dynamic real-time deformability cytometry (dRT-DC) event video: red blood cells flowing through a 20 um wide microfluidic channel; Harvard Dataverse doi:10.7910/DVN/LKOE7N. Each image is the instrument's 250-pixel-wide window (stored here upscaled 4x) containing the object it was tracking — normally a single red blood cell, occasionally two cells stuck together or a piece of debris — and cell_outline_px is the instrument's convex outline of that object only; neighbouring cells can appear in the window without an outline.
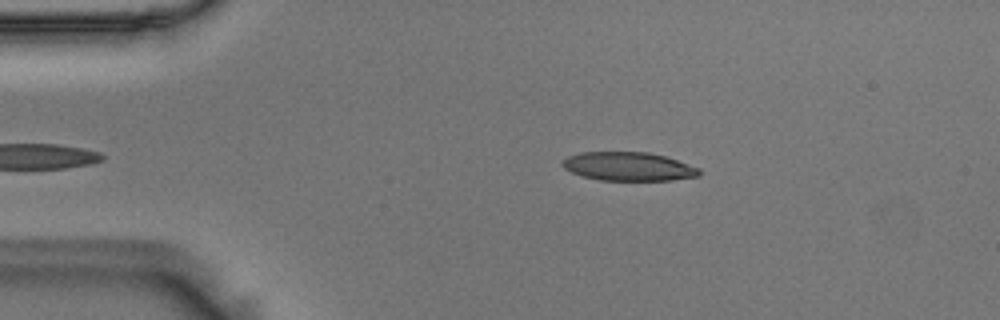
{"species": "Egyptian fruit bat (a non-hibernating species)", "species_latin": "Rousettus aegyptiacus", "temperature_condition": "room temperature", "stored_images_in_passage": 40, "camera_frame_rate_fps": 3000, "um_per_image_px": 0.085, "animal": {"sex": "male"}, "frame": {"image": 1, "passage_image": 2, "time_ms": 0.333, "image_size_px": [1000, 320], "cell_outline_px": [[700, 176], [672, 180], [600, 180], [584, 176], [572, 172], [564, 168], [560, 164], [568, 156], [580, 152], [648, 152], [664, 156], [700, 168]], "centroid_in_image_um": [53.42, 14.15], "position_along_channel_um": 31.6, "area_um2": 22.72}}
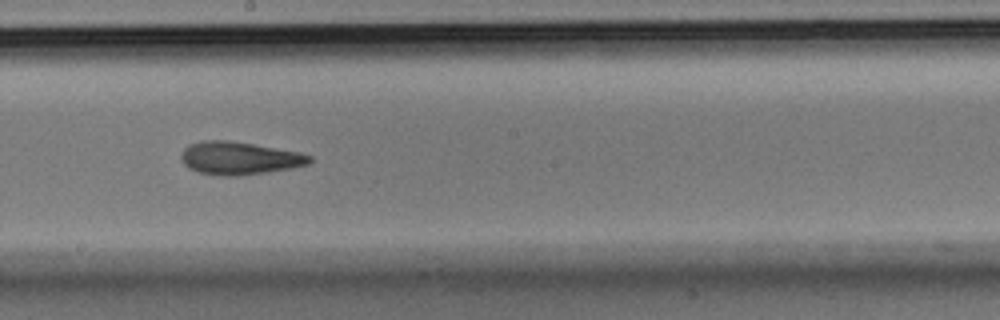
{"frame": {"image": 2, "passage_image": 22, "time_ms": 7.0, "image_size_px": [1000, 320], "cell_outline_px": [[312, 160], [308, 164], [268, 172], [240, 176], [224, 176], [196, 172], [188, 168], [184, 164], [180, 156], [184, 148], [188, 144], [200, 140], [228, 140], [300, 152], [312, 156]], "centroid_in_image_um": [20.3, 13.44], "position_along_channel_um": 227.9, "area_um2": 24.68}}
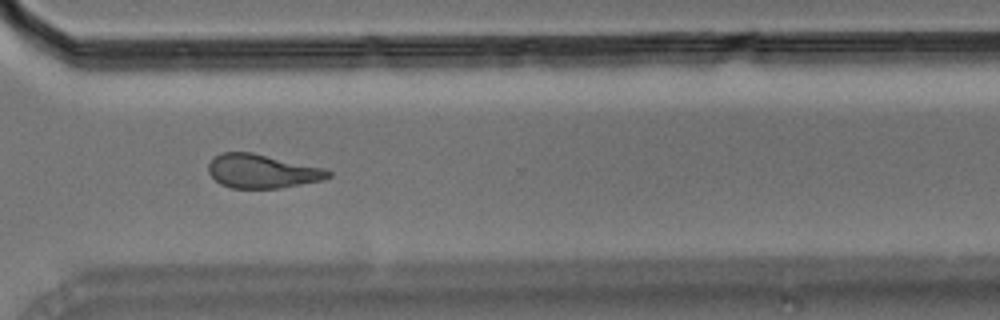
{"frame": {"image": 3, "passage_image": 32, "time_ms": 10.333, "image_size_px": [1000, 320], "cell_outline_px": [[332, 176], [324, 180], [280, 188], [232, 188], [220, 184], [208, 172], [208, 164], [220, 152], [252, 152], [324, 168], [332, 172]], "centroid_in_image_um": [22.3, 14.55], "position_along_channel_um": 348.3, "area_um2": 23.64}, "authors_computed_cell_mechanics": {"area_um2": 23.7269, "velocity_mm_per_s": 3.6267, "shape_relaxation_time_tau1_ms": null, "shape_relaxation_time_tau2_ms": 4.0008, "deformation_change_tau1": null, "deformation_change_tau2": 0.1236}}